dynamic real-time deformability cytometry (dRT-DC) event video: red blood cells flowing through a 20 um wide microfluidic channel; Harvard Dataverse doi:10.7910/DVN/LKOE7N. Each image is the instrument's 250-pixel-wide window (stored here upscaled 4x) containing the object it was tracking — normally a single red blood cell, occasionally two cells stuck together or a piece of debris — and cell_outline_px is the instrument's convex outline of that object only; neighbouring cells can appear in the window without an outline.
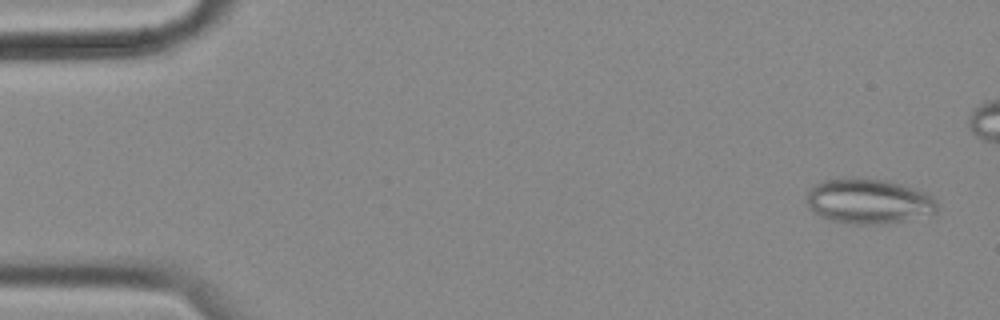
{"species": "common noctule bat (a hibernating species)", "species_latin": "Nyctalus noctula", "temperature_condition": "cold", "stored_images_in_passage": 51, "camera_frame_rate_fps": 3000, "um_per_image_px": 0.085, "animal": {"sex": "female", "body_mass_g": 18.4}, "frame": {"image": 1, "passage_image": 3, "time_ms": 0.667, "image_size_px": [1000, 320], "cell_outline_px": [[936, 212], [900, 220], [868, 224], [856, 224], [832, 220], [820, 216], [808, 204], [808, 192], [820, 180], [848, 176], [852, 176], [884, 180], [900, 184], [924, 192], [932, 196], [936, 200]], "centroid_in_image_um": [73.78, 17.05], "position_along_channel_um": 11.2, "area_um2": 33.58}}
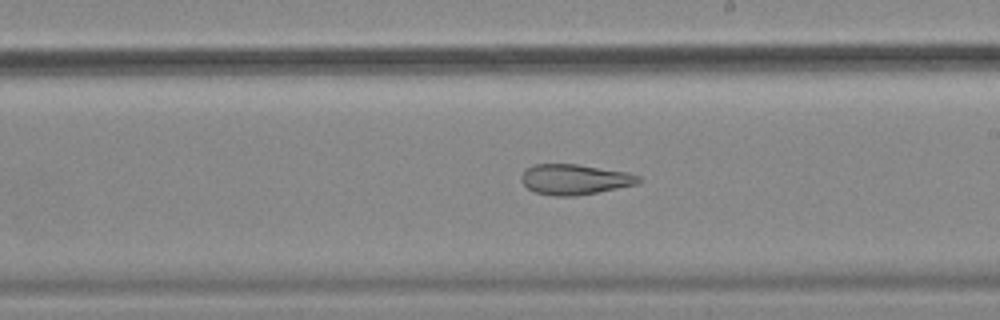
{"frame": {"image": 2, "passage_image": 33, "time_ms": 10.667, "image_size_px": [1000, 320], "cell_outline_px": [[640, 180], [636, 184], [576, 196], [556, 196], [536, 192], [528, 188], [520, 180], [520, 176], [528, 168], [536, 164], [576, 164], [628, 172], [640, 176]], "centroid_in_image_um": [48.84, 15.24], "position_along_channel_um": 240.2, "area_um2": 20.46}}
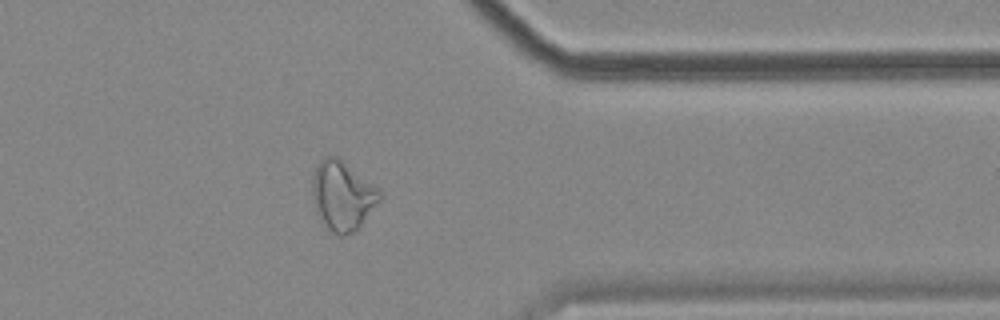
{"frame": {"image": 3, "passage_image": 46, "time_ms": 15.0, "image_size_px": [1000, 320], "cell_outline_px": [[380, 200], [356, 232], [344, 236], [340, 236], [332, 232], [328, 228], [316, 212], [312, 196], [312, 176], [320, 160], [328, 156], [336, 156], [380, 188]], "centroid_in_image_um": [29.12, 16.65], "position_along_channel_um": 382.3, "area_um2": 27.17}, "authors_computed_cell_mechanics": {"area_um2": 26.588, "velocity_mm_per_s": 3.5079, "shape_relaxation_time_tau1_ms": null, "shape_relaxation_time_tau2_ms": 3.7879, "deformation_change_tau1": null, "deformation_change_tau2": 0.1255}}